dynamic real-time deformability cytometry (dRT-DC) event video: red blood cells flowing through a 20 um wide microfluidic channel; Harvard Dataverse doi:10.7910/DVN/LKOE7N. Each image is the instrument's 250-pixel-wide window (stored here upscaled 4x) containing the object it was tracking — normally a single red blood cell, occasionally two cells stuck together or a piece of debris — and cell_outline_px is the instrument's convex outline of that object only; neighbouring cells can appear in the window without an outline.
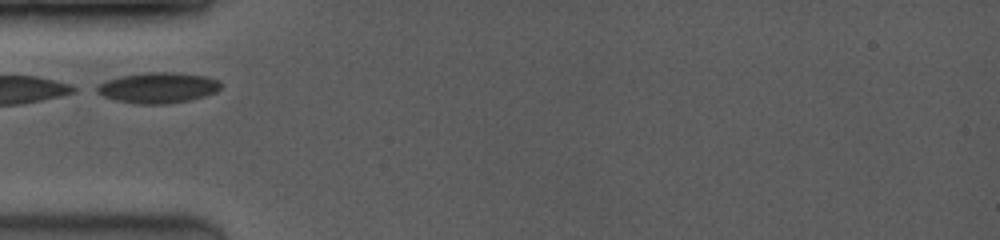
{"species": "common noctule bat (a hibernating species)", "species_latin": "Nyctalus noctula", "temperature_condition": "room temperature", "stored_images_in_passage": 12, "camera_frame_rate_fps": 3500, "um_per_image_px": 0.085, "animal": {"sex": "female", "body_mass_g": 19.0, "forearm_length_mm": 53.3}, "frame": {"image": 1, "passage_image": 1, "time_ms": 0.0, "image_size_px": [1000, 240], "cell_outline_px": [[220, 88], [216, 92], [204, 96], [188, 100], [164, 104], [136, 104], [116, 100], [104, 96], [96, 92], [92, 88], [108, 80], [120, 76], [144, 72], [176, 72], [204, 76], [220, 80]], "centroid_in_image_um": [13.41, 7.45], "position_along_channel_um": 71.6, "area_um2": 22.14}}